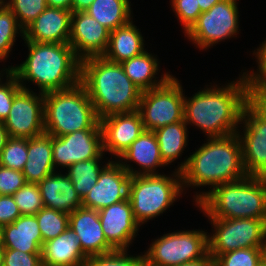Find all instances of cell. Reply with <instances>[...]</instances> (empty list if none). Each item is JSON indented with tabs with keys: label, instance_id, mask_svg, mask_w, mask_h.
<instances>
[{
	"label": "cell",
	"instance_id": "6da1fadb",
	"mask_svg": "<svg viewBox=\"0 0 266 266\" xmlns=\"http://www.w3.org/2000/svg\"><path fill=\"white\" fill-rule=\"evenodd\" d=\"M239 79L221 88L217 85L204 88L188 99L184 97L185 123L200 128L207 138L237 133L251 95L244 73Z\"/></svg>",
	"mask_w": 266,
	"mask_h": 266
},
{
	"label": "cell",
	"instance_id": "7a4b0ae2",
	"mask_svg": "<svg viewBox=\"0 0 266 266\" xmlns=\"http://www.w3.org/2000/svg\"><path fill=\"white\" fill-rule=\"evenodd\" d=\"M185 161L178 165L181 172L183 190L187 187L218 185L246 177L242 160V147L237 133L208 137Z\"/></svg>",
	"mask_w": 266,
	"mask_h": 266
},
{
	"label": "cell",
	"instance_id": "3957f363",
	"mask_svg": "<svg viewBox=\"0 0 266 266\" xmlns=\"http://www.w3.org/2000/svg\"><path fill=\"white\" fill-rule=\"evenodd\" d=\"M80 83L85 87L99 119L113 113L138 110L142 91L120 63L103 56L80 62Z\"/></svg>",
	"mask_w": 266,
	"mask_h": 266
},
{
	"label": "cell",
	"instance_id": "277c9868",
	"mask_svg": "<svg viewBox=\"0 0 266 266\" xmlns=\"http://www.w3.org/2000/svg\"><path fill=\"white\" fill-rule=\"evenodd\" d=\"M25 43L29 50L27 59L10 67L22 88L26 81H31L38 86L40 93L45 94L80 82L81 61L69 43Z\"/></svg>",
	"mask_w": 266,
	"mask_h": 266
},
{
	"label": "cell",
	"instance_id": "5b68a950",
	"mask_svg": "<svg viewBox=\"0 0 266 266\" xmlns=\"http://www.w3.org/2000/svg\"><path fill=\"white\" fill-rule=\"evenodd\" d=\"M201 193L194 200L208 218L266 220V177L247 175Z\"/></svg>",
	"mask_w": 266,
	"mask_h": 266
},
{
	"label": "cell",
	"instance_id": "8992f818",
	"mask_svg": "<svg viewBox=\"0 0 266 266\" xmlns=\"http://www.w3.org/2000/svg\"><path fill=\"white\" fill-rule=\"evenodd\" d=\"M45 133L61 137L85 129H101L85 87L78 84L44 94Z\"/></svg>",
	"mask_w": 266,
	"mask_h": 266
},
{
	"label": "cell",
	"instance_id": "52a82bcc",
	"mask_svg": "<svg viewBox=\"0 0 266 266\" xmlns=\"http://www.w3.org/2000/svg\"><path fill=\"white\" fill-rule=\"evenodd\" d=\"M171 176L165 174L131 176L128 198L134 218L140 225L163 214L182 195L181 172L175 170Z\"/></svg>",
	"mask_w": 266,
	"mask_h": 266
},
{
	"label": "cell",
	"instance_id": "ba28073f",
	"mask_svg": "<svg viewBox=\"0 0 266 266\" xmlns=\"http://www.w3.org/2000/svg\"><path fill=\"white\" fill-rule=\"evenodd\" d=\"M207 233L193 229L164 234L144 253L145 266H178L205 257L209 253Z\"/></svg>",
	"mask_w": 266,
	"mask_h": 266
},
{
	"label": "cell",
	"instance_id": "9c48e42d",
	"mask_svg": "<svg viewBox=\"0 0 266 266\" xmlns=\"http://www.w3.org/2000/svg\"><path fill=\"white\" fill-rule=\"evenodd\" d=\"M208 219L214 228L208 235L209 254L214 259L240 248H266V220Z\"/></svg>",
	"mask_w": 266,
	"mask_h": 266
},
{
	"label": "cell",
	"instance_id": "30bf717a",
	"mask_svg": "<svg viewBox=\"0 0 266 266\" xmlns=\"http://www.w3.org/2000/svg\"><path fill=\"white\" fill-rule=\"evenodd\" d=\"M173 75L160 87L141 93L138 111L145 130L155 131L184 120L182 85Z\"/></svg>",
	"mask_w": 266,
	"mask_h": 266
},
{
	"label": "cell",
	"instance_id": "8fae6325",
	"mask_svg": "<svg viewBox=\"0 0 266 266\" xmlns=\"http://www.w3.org/2000/svg\"><path fill=\"white\" fill-rule=\"evenodd\" d=\"M237 0H221L207 12H202L197 21L185 33L198 48L207 49L220 41L235 37L239 32Z\"/></svg>",
	"mask_w": 266,
	"mask_h": 266
},
{
	"label": "cell",
	"instance_id": "7c38bea8",
	"mask_svg": "<svg viewBox=\"0 0 266 266\" xmlns=\"http://www.w3.org/2000/svg\"><path fill=\"white\" fill-rule=\"evenodd\" d=\"M240 124H244V134L237 132L244 169L248 175L266 177V116L249 101L243 109Z\"/></svg>",
	"mask_w": 266,
	"mask_h": 266
},
{
	"label": "cell",
	"instance_id": "4fadbf2b",
	"mask_svg": "<svg viewBox=\"0 0 266 266\" xmlns=\"http://www.w3.org/2000/svg\"><path fill=\"white\" fill-rule=\"evenodd\" d=\"M3 125L9 137L29 139L44 134V94L39 93L37 96L25 84L14 97Z\"/></svg>",
	"mask_w": 266,
	"mask_h": 266
},
{
	"label": "cell",
	"instance_id": "5bb4252c",
	"mask_svg": "<svg viewBox=\"0 0 266 266\" xmlns=\"http://www.w3.org/2000/svg\"><path fill=\"white\" fill-rule=\"evenodd\" d=\"M101 129H85L61 137L52 136L54 168H68L74 163L104 158Z\"/></svg>",
	"mask_w": 266,
	"mask_h": 266
},
{
	"label": "cell",
	"instance_id": "9a60e30c",
	"mask_svg": "<svg viewBox=\"0 0 266 266\" xmlns=\"http://www.w3.org/2000/svg\"><path fill=\"white\" fill-rule=\"evenodd\" d=\"M131 175L118 160L110 161L100 172L97 183L82 199V207L101 210L122 200L129 199Z\"/></svg>",
	"mask_w": 266,
	"mask_h": 266
},
{
	"label": "cell",
	"instance_id": "2e32d148",
	"mask_svg": "<svg viewBox=\"0 0 266 266\" xmlns=\"http://www.w3.org/2000/svg\"><path fill=\"white\" fill-rule=\"evenodd\" d=\"M110 31L85 12H72L69 44L80 60L103 56Z\"/></svg>",
	"mask_w": 266,
	"mask_h": 266
},
{
	"label": "cell",
	"instance_id": "e0dca14e",
	"mask_svg": "<svg viewBox=\"0 0 266 266\" xmlns=\"http://www.w3.org/2000/svg\"><path fill=\"white\" fill-rule=\"evenodd\" d=\"M103 151L120 157L145 130L138 110L113 113L99 119Z\"/></svg>",
	"mask_w": 266,
	"mask_h": 266
},
{
	"label": "cell",
	"instance_id": "ac0fdd59",
	"mask_svg": "<svg viewBox=\"0 0 266 266\" xmlns=\"http://www.w3.org/2000/svg\"><path fill=\"white\" fill-rule=\"evenodd\" d=\"M98 212L107 242L114 249L128 250L141 226L134 218L130 200H122Z\"/></svg>",
	"mask_w": 266,
	"mask_h": 266
},
{
	"label": "cell",
	"instance_id": "d6986e66",
	"mask_svg": "<svg viewBox=\"0 0 266 266\" xmlns=\"http://www.w3.org/2000/svg\"><path fill=\"white\" fill-rule=\"evenodd\" d=\"M68 227L77 235L80 247L87 257L115 250L103 234L97 210L78 208L69 214Z\"/></svg>",
	"mask_w": 266,
	"mask_h": 266
},
{
	"label": "cell",
	"instance_id": "ffe728a7",
	"mask_svg": "<svg viewBox=\"0 0 266 266\" xmlns=\"http://www.w3.org/2000/svg\"><path fill=\"white\" fill-rule=\"evenodd\" d=\"M72 11L47 7L24 29V41L69 43Z\"/></svg>",
	"mask_w": 266,
	"mask_h": 266
},
{
	"label": "cell",
	"instance_id": "44dd1931",
	"mask_svg": "<svg viewBox=\"0 0 266 266\" xmlns=\"http://www.w3.org/2000/svg\"><path fill=\"white\" fill-rule=\"evenodd\" d=\"M119 158V163L131 176L160 174L155 171L157 167L166 166L160 155L156 135L149 130H144ZM127 160L138 164L140 171L134 170L127 164Z\"/></svg>",
	"mask_w": 266,
	"mask_h": 266
},
{
	"label": "cell",
	"instance_id": "7402d4cb",
	"mask_svg": "<svg viewBox=\"0 0 266 266\" xmlns=\"http://www.w3.org/2000/svg\"><path fill=\"white\" fill-rule=\"evenodd\" d=\"M44 207L67 214L82 207V199L77 194L69 177L57 171L45 177L37 184Z\"/></svg>",
	"mask_w": 266,
	"mask_h": 266
},
{
	"label": "cell",
	"instance_id": "603a6c76",
	"mask_svg": "<svg viewBox=\"0 0 266 266\" xmlns=\"http://www.w3.org/2000/svg\"><path fill=\"white\" fill-rule=\"evenodd\" d=\"M41 257L43 266H84L88 258L77 235L69 227L56 238L43 243Z\"/></svg>",
	"mask_w": 266,
	"mask_h": 266
},
{
	"label": "cell",
	"instance_id": "cb8c5ba5",
	"mask_svg": "<svg viewBox=\"0 0 266 266\" xmlns=\"http://www.w3.org/2000/svg\"><path fill=\"white\" fill-rule=\"evenodd\" d=\"M4 249L41 254L43 240L35 215H21L12 224L3 226Z\"/></svg>",
	"mask_w": 266,
	"mask_h": 266
},
{
	"label": "cell",
	"instance_id": "d4e9b609",
	"mask_svg": "<svg viewBox=\"0 0 266 266\" xmlns=\"http://www.w3.org/2000/svg\"><path fill=\"white\" fill-rule=\"evenodd\" d=\"M55 172L52 157V136L46 133L28 139L27 162L22 170L27 183L38 184Z\"/></svg>",
	"mask_w": 266,
	"mask_h": 266
},
{
	"label": "cell",
	"instance_id": "484cf974",
	"mask_svg": "<svg viewBox=\"0 0 266 266\" xmlns=\"http://www.w3.org/2000/svg\"><path fill=\"white\" fill-rule=\"evenodd\" d=\"M144 47L142 34L131 20L110 32L109 44L103 57L108 61L121 63L143 53Z\"/></svg>",
	"mask_w": 266,
	"mask_h": 266
},
{
	"label": "cell",
	"instance_id": "4316f807",
	"mask_svg": "<svg viewBox=\"0 0 266 266\" xmlns=\"http://www.w3.org/2000/svg\"><path fill=\"white\" fill-rule=\"evenodd\" d=\"M125 74L143 92L162 86L172 75L165 73L156 80L159 70L157 57L145 51L120 63ZM154 78V79H153Z\"/></svg>",
	"mask_w": 266,
	"mask_h": 266
},
{
	"label": "cell",
	"instance_id": "83f0119b",
	"mask_svg": "<svg viewBox=\"0 0 266 266\" xmlns=\"http://www.w3.org/2000/svg\"><path fill=\"white\" fill-rule=\"evenodd\" d=\"M130 0H94L86 12L110 32L131 21Z\"/></svg>",
	"mask_w": 266,
	"mask_h": 266
},
{
	"label": "cell",
	"instance_id": "f1b7e54d",
	"mask_svg": "<svg viewBox=\"0 0 266 266\" xmlns=\"http://www.w3.org/2000/svg\"><path fill=\"white\" fill-rule=\"evenodd\" d=\"M187 131V124L184 120L153 131L158 141L160 155L166 165L174 162L179 156L181 157V152L187 146Z\"/></svg>",
	"mask_w": 266,
	"mask_h": 266
},
{
	"label": "cell",
	"instance_id": "f546056e",
	"mask_svg": "<svg viewBox=\"0 0 266 266\" xmlns=\"http://www.w3.org/2000/svg\"><path fill=\"white\" fill-rule=\"evenodd\" d=\"M101 159L94 158L87 161H80L69 166L66 175L71 180L77 194L83 197L90 192L97 183L98 177L102 169L110 162V160L101 166Z\"/></svg>",
	"mask_w": 266,
	"mask_h": 266
},
{
	"label": "cell",
	"instance_id": "4dcf8cb0",
	"mask_svg": "<svg viewBox=\"0 0 266 266\" xmlns=\"http://www.w3.org/2000/svg\"><path fill=\"white\" fill-rule=\"evenodd\" d=\"M24 37V29L19 25L14 13L6 4H0V61L8 58L14 42L19 34ZM22 34V35H21Z\"/></svg>",
	"mask_w": 266,
	"mask_h": 266
},
{
	"label": "cell",
	"instance_id": "1f68e13d",
	"mask_svg": "<svg viewBox=\"0 0 266 266\" xmlns=\"http://www.w3.org/2000/svg\"><path fill=\"white\" fill-rule=\"evenodd\" d=\"M35 216L43 243L56 238L69 225V214L51 208L43 207Z\"/></svg>",
	"mask_w": 266,
	"mask_h": 266
},
{
	"label": "cell",
	"instance_id": "d6a6232c",
	"mask_svg": "<svg viewBox=\"0 0 266 266\" xmlns=\"http://www.w3.org/2000/svg\"><path fill=\"white\" fill-rule=\"evenodd\" d=\"M28 156V138L8 137L0 154V166L22 171Z\"/></svg>",
	"mask_w": 266,
	"mask_h": 266
},
{
	"label": "cell",
	"instance_id": "836d02e7",
	"mask_svg": "<svg viewBox=\"0 0 266 266\" xmlns=\"http://www.w3.org/2000/svg\"><path fill=\"white\" fill-rule=\"evenodd\" d=\"M266 257V248H240L217 256L214 266H259Z\"/></svg>",
	"mask_w": 266,
	"mask_h": 266
},
{
	"label": "cell",
	"instance_id": "e575fe53",
	"mask_svg": "<svg viewBox=\"0 0 266 266\" xmlns=\"http://www.w3.org/2000/svg\"><path fill=\"white\" fill-rule=\"evenodd\" d=\"M127 249H115L114 251L90 256L84 266H145L143 254L131 256Z\"/></svg>",
	"mask_w": 266,
	"mask_h": 266
},
{
	"label": "cell",
	"instance_id": "d590c367",
	"mask_svg": "<svg viewBox=\"0 0 266 266\" xmlns=\"http://www.w3.org/2000/svg\"><path fill=\"white\" fill-rule=\"evenodd\" d=\"M5 4L14 13L23 29L48 7L46 0H8Z\"/></svg>",
	"mask_w": 266,
	"mask_h": 266
},
{
	"label": "cell",
	"instance_id": "8d00e7d4",
	"mask_svg": "<svg viewBox=\"0 0 266 266\" xmlns=\"http://www.w3.org/2000/svg\"><path fill=\"white\" fill-rule=\"evenodd\" d=\"M12 196L21 215H35L44 207L37 184L26 183Z\"/></svg>",
	"mask_w": 266,
	"mask_h": 266
},
{
	"label": "cell",
	"instance_id": "74e56055",
	"mask_svg": "<svg viewBox=\"0 0 266 266\" xmlns=\"http://www.w3.org/2000/svg\"><path fill=\"white\" fill-rule=\"evenodd\" d=\"M6 82L0 80V122L8 117L14 97L23 89L16 76L9 71L6 74Z\"/></svg>",
	"mask_w": 266,
	"mask_h": 266
},
{
	"label": "cell",
	"instance_id": "f35d334b",
	"mask_svg": "<svg viewBox=\"0 0 266 266\" xmlns=\"http://www.w3.org/2000/svg\"><path fill=\"white\" fill-rule=\"evenodd\" d=\"M172 10L181 22L186 33L197 21L201 14L200 6L197 0H171Z\"/></svg>",
	"mask_w": 266,
	"mask_h": 266
},
{
	"label": "cell",
	"instance_id": "ab89813d",
	"mask_svg": "<svg viewBox=\"0 0 266 266\" xmlns=\"http://www.w3.org/2000/svg\"><path fill=\"white\" fill-rule=\"evenodd\" d=\"M260 45L256 52H253L258 62L257 72H243L251 92L261 91L266 86V40Z\"/></svg>",
	"mask_w": 266,
	"mask_h": 266
},
{
	"label": "cell",
	"instance_id": "60d3db41",
	"mask_svg": "<svg viewBox=\"0 0 266 266\" xmlns=\"http://www.w3.org/2000/svg\"><path fill=\"white\" fill-rule=\"evenodd\" d=\"M26 183L22 171L0 166V195H13Z\"/></svg>",
	"mask_w": 266,
	"mask_h": 266
},
{
	"label": "cell",
	"instance_id": "b9f144b4",
	"mask_svg": "<svg viewBox=\"0 0 266 266\" xmlns=\"http://www.w3.org/2000/svg\"><path fill=\"white\" fill-rule=\"evenodd\" d=\"M3 266H43L41 254L4 249Z\"/></svg>",
	"mask_w": 266,
	"mask_h": 266
},
{
	"label": "cell",
	"instance_id": "7bdbcfd3",
	"mask_svg": "<svg viewBox=\"0 0 266 266\" xmlns=\"http://www.w3.org/2000/svg\"><path fill=\"white\" fill-rule=\"evenodd\" d=\"M21 216L12 195H0V225L12 224Z\"/></svg>",
	"mask_w": 266,
	"mask_h": 266
},
{
	"label": "cell",
	"instance_id": "ee69618b",
	"mask_svg": "<svg viewBox=\"0 0 266 266\" xmlns=\"http://www.w3.org/2000/svg\"><path fill=\"white\" fill-rule=\"evenodd\" d=\"M250 101L266 116V96L261 91L251 92Z\"/></svg>",
	"mask_w": 266,
	"mask_h": 266
},
{
	"label": "cell",
	"instance_id": "f6af8a7d",
	"mask_svg": "<svg viewBox=\"0 0 266 266\" xmlns=\"http://www.w3.org/2000/svg\"><path fill=\"white\" fill-rule=\"evenodd\" d=\"M178 266H214V258L208 253L205 257Z\"/></svg>",
	"mask_w": 266,
	"mask_h": 266
},
{
	"label": "cell",
	"instance_id": "bcb514c9",
	"mask_svg": "<svg viewBox=\"0 0 266 266\" xmlns=\"http://www.w3.org/2000/svg\"><path fill=\"white\" fill-rule=\"evenodd\" d=\"M49 7L72 11V0H46Z\"/></svg>",
	"mask_w": 266,
	"mask_h": 266
},
{
	"label": "cell",
	"instance_id": "7dc6e473",
	"mask_svg": "<svg viewBox=\"0 0 266 266\" xmlns=\"http://www.w3.org/2000/svg\"><path fill=\"white\" fill-rule=\"evenodd\" d=\"M94 0H72V12H85Z\"/></svg>",
	"mask_w": 266,
	"mask_h": 266
},
{
	"label": "cell",
	"instance_id": "c3c4849f",
	"mask_svg": "<svg viewBox=\"0 0 266 266\" xmlns=\"http://www.w3.org/2000/svg\"><path fill=\"white\" fill-rule=\"evenodd\" d=\"M200 6L201 13L210 10L216 3L221 0H197Z\"/></svg>",
	"mask_w": 266,
	"mask_h": 266
},
{
	"label": "cell",
	"instance_id": "681fc988",
	"mask_svg": "<svg viewBox=\"0 0 266 266\" xmlns=\"http://www.w3.org/2000/svg\"><path fill=\"white\" fill-rule=\"evenodd\" d=\"M8 133L2 122H0V154L8 139Z\"/></svg>",
	"mask_w": 266,
	"mask_h": 266
},
{
	"label": "cell",
	"instance_id": "f907efd6",
	"mask_svg": "<svg viewBox=\"0 0 266 266\" xmlns=\"http://www.w3.org/2000/svg\"><path fill=\"white\" fill-rule=\"evenodd\" d=\"M3 260H4V248L3 246H0V266H3Z\"/></svg>",
	"mask_w": 266,
	"mask_h": 266
},
{
	"label": "cell",
	"instance_id": "816d5d0a",
	"mask_svg": "<svg viewBox=\"0 0 266 266\" xmlns=\"http://www.w3.org/2000/svg\"><path fill=\"white\" fill-rule=\"evenodd\" d=\"M3 243V226L0 225V246H2Z\"/></svg>",
	"mask_w": 266,
	"mask_h": 266
},
{
	"label": "cell",
	"instance_id": "f5cc1de1",
	"mask_svg": "<svg viewBox=\"0 0 266 266\" xmlns=\"http://www.w3.org/2000/svg\"><path fill=\"white\" fill-rule=\"evenodd\" d=\"M5 71V73H4ZM10 71V67L9 68H6L5 70H1V73H0V80H1V77H3L4 74H7L8 72ZM3 72V74H2ZM2 75V76H1Z\"/></svg>",
	"mask_w": 266,
	"mask_h": 266
},
{
	"label": "cell",
	"instance_id": "db71d44e",
	"mask_svg": "<svg viewBox=\"0 0 266 266\" xmlns=\"http://www.w3.org/2000/svg\"><path fill=\"white\" fill-rule=\"evenodd\" d=\"M259 266H266V257L262 260Z\"/></svg>",
	"mask_w": 266,
	"mask_h": 266
},
{
	"label": "cell",
	"instance_id": "11a10c76",
	"mask_svg": "<svg viewBox=\"0 0 266 266\" xmlns=\"http://www.w3.org/2000/svg\"><path fill=\"white\" fill-rule=\"evenodd\" d=\"M261 92L266 96V86L261 90Z\"/></svg>",
	"mask_w": 266,
	"mask_h": 266
},
{
	"label": "cell",
	"instance_id": "9f6ffc18",
	"mask_svg": "<svg viewBox=\"0 0 266 266\" xmlns=\"http://www.w3.org/2000/svg\"><path fill=\"white\" fill-rule=\"evenodd\" d=\"M7 0H0V4H5Z\"/></svg>",
	"mask_w": 266,
	"mask_h": 266
}]
</instances>
